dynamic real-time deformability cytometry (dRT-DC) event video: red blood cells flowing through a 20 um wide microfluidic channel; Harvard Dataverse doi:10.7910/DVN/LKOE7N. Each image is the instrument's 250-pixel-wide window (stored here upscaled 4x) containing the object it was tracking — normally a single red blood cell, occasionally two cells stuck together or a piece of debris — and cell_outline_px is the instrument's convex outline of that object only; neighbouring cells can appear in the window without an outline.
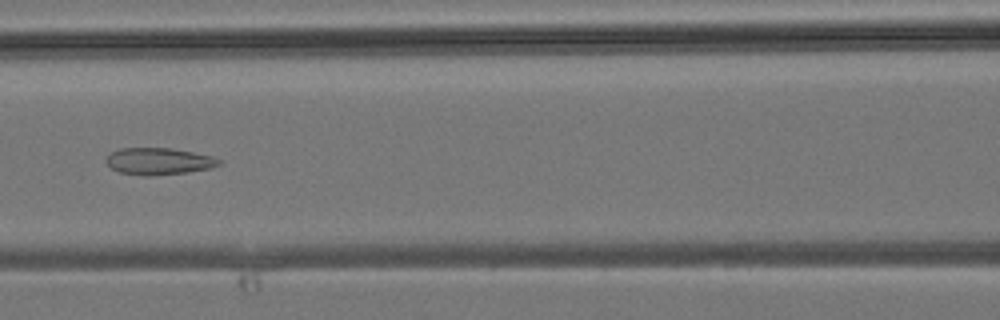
{"species": "common noctule bat (a hibernating species)", "species_latin": "Nyctalus noctula", "temperature_condition": "room temperature", "stored_images_in_passage": 40, "camera_frame_rate_fps": 3000, "um_per_image_px": 0.085, "animal": {"sex": "male", "body_mass_g": 19.2, "forearm_length_mm": 51.8}, "frame": {"image": 1, "passage_image": 20, "time_ms": 6.333, "image_size_px": [1000, 320], "cell_outline_px": [[220, 164], [208, 168], [188, 172], [148, 176], [144, 176], [120, 172], [112, 168], [108, 164], [108, 156], [112, 152], [120, 148], [172, 148], [212, 156], [220, 160]], "centroid_in_image_um": [13.5, 13.7], "position_along_channel_um": 153.1, "area_um2": 17.34}}
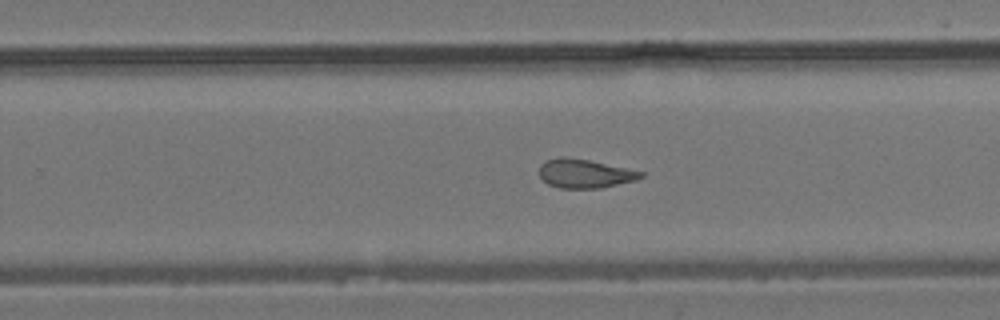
{"frame": {"image": 2, "passage_image": 28, "time_ms": 9.0, "image_size_px": [1000, 320], "cell_outline_px": [[644, 176], [636, 180], [600, 188], [560, 188], [548, 184], [540, 176], [540, 164], [544, 160], [556, 156], [564, 156], [588, 160], [644, 172]], "centroid_in_image_um": [49.67, 14.74], "position_along_channel_um": 280.1, "area_um2": 17.05}}
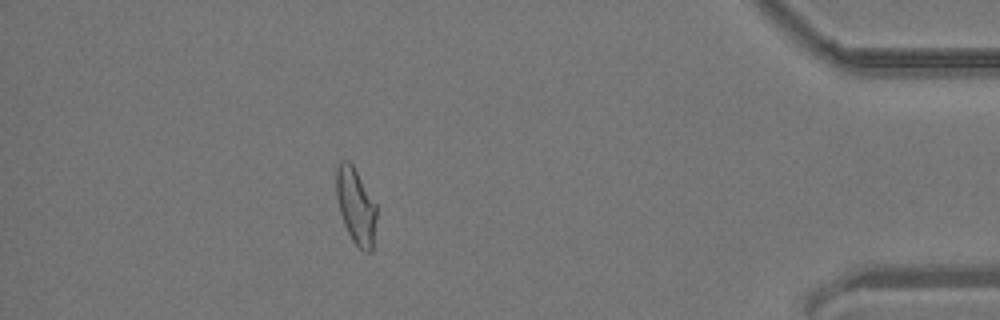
{"frame": {"image": 3, "passage_image": 39, "time_ms": 12.667, "image_size_px": [1000, 320], "cell_outline_px": [[376, 216], [372, 252], [364, 252], [352, 240], [344, 224], [340, 212], [336, 196], [336, 168], [340, 160], [348, 160], [352, 164], [376, 204]], "centroid_in_image_um": [30.23, 17.5], "position_along_channel_um": 405.0, "area_um2": 17.69}}